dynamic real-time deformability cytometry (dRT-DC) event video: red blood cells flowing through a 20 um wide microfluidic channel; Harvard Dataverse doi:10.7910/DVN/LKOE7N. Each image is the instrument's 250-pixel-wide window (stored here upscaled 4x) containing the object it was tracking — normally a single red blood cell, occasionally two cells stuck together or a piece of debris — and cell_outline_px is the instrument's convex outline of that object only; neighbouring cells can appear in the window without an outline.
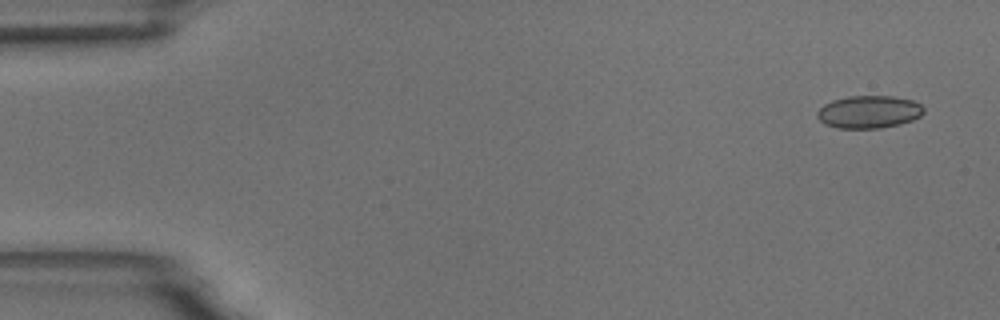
{"species": "common noctule bat (a hibernating species)", "species_latin": "Nyctalus noctula", "temperature_condition": "room temperature", "stored_images_in_passage": 4, "camera_frame_rate_fps": 3000, "um_per_image_px": 0.085, "animal": {"sex": "male", "body_mass_g": 18.8}, "frame": {"image": 1, "passage_image": 1, "time_ms": 0.0, "image_size_px": [1000, 320], "cell_outline_px": [[924, 112], [920, 116], [912, 120], [900, 124], [880, 128], [836, 128], [824, 124], [816, 116], [816, 112], [824, 104], [832, 100], [848, 96], [892, 96], [912, 100], [920, 104], [924, 108]], "centroid_in_image_um": [73.84, 9.51], "position_along_channel_um": 11.2, "area_um2": 20.35}}
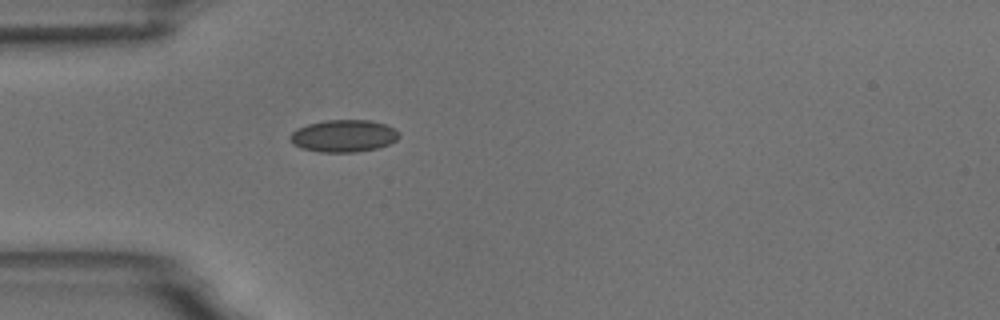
{"frame": {"image": 2, "passage_image": 4, "time_ms": 4.333, "image_size_px": [1000, 320], "cell_outline_px": [[400, 136], [396, 140], [388, 144], [376, 148], [356, 152], [320, 152], [300, 148], [292, 144], [288, 140], [288, 136], [296, 128], [308, 124], [324, 120], [368, 120], [384, 124], [396, 128], [400, 132]], "centroid_in_image_um": [29.17, 11.55], "position_along_channel_um": 55.8, "area_um2": 20.69}}